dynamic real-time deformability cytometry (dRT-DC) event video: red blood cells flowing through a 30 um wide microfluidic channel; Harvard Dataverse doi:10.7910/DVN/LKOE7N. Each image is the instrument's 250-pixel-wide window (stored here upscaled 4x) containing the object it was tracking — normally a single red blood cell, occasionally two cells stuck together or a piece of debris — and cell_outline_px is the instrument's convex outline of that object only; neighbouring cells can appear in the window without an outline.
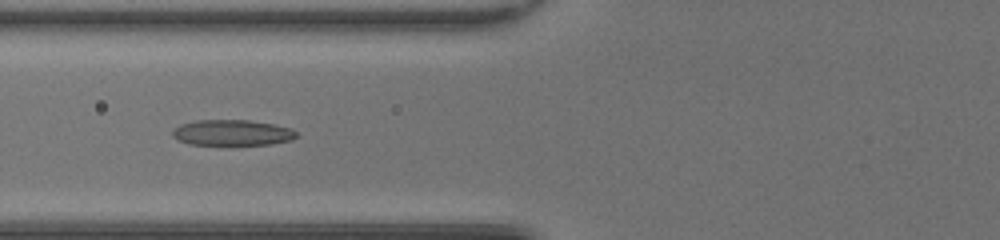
{"species": "common noctule bat (a hibernating species)", "species_latin": "Nyctalus noctula", "temperature_condition": "room temperature", "stored_images_in_passage": 47, "camera_frame_rate_fps": 3000, "um_per_image_px": 0.085, "animal": {"sex": "female", "body_mass_g": 20.0, "forearm_length_mm": 54.0}, "frame": {"image": 1, "passage_image": 24, "time_ms": 7.667, "image_size_px": [1000, 240], "cell_outline_px": [[300, 136], [292, 140], [272, 144], [228, 148], [188, 144], [176, 140], [172, 136], [172, 128], [180, 124], [196, 120], [248, 120], [272, 124], [292, 128]], "centroid_in_image_um": [19.71, 11.34], "position_along_channel_um": 106.1, "area_um2": 19.94}}
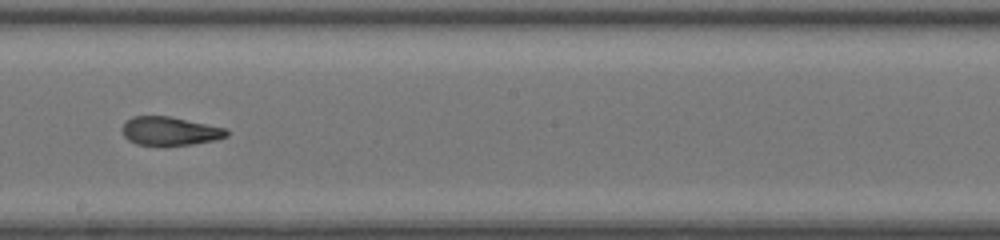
{"frame": {"image": 2, "passage_image": 33, "time_ms": 10.667, "image_size_px": [1000, 240], "cell_outline_px": [[228, 136], [216, 140], [192, 144], [136, 144], [128, 140], [124, 136], [120, 128], [132, 116], [168, 116], [228, 128]], "centroid_in_image_um": [14.45, 11.12], "position_along_channel_um": 233.7, "area_um2": 17.22}}
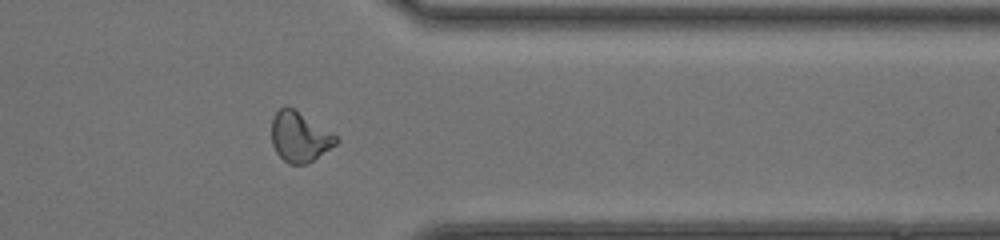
{"frame": {"image": 3, "passage_image": 44, "time_ms": 14.333, "image_size_px": [1000, 240], "cell_outline_px": [[340, 140], [336, 144], [308, 164], [288, 164], [276, 152], [272, 144], [272, 116], [280, 108], [296, 108], [332, 132]], "centroid_in_image_um": [25.47, 11.63], "position_along_channel_um": 385.9, "area_um2": 18.9}, "authors_computed_cell_mechanics": {"area_um2": 18.6116, "velocity_mm_per_s": 4.248, "shape_relaxation_time_tau1_ms": null, "shape_relaxation_time_tau2_ms": 0.231, "deformation_change_tau1": null, "deformation_change_tau2": 0.0568}}